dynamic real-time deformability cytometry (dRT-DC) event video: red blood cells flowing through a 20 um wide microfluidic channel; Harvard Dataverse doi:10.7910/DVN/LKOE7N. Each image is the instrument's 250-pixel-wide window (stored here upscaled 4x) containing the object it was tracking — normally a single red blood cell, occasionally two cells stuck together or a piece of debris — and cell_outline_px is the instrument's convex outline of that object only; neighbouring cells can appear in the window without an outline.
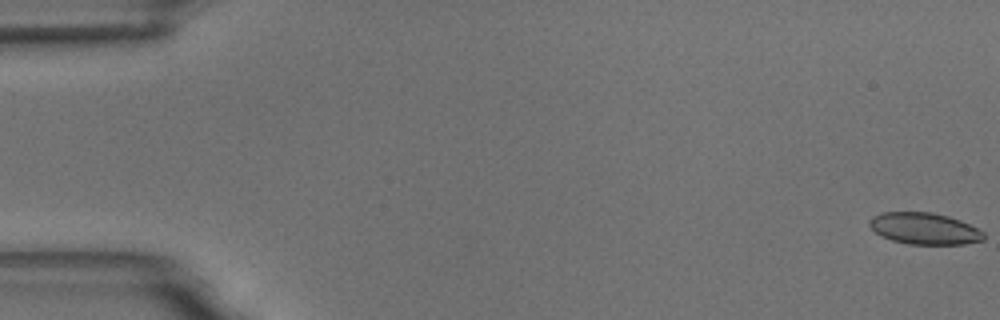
{"species": "common noctule bat (a hibernating species)", "species_latin": "Nyctalus noctula", "temperature_condition": "room temperature", "stored_images_in_passage": 56, "camera_frame_rate_fps": 3000, "um_per_image_px": 0.085, "animal": {"sex": "male", "body_mass_g": 18.8}, "frame": {"image": 1, "passage_image": 1, "time_ms": 0.0, "image_size_px": [1000, 320], "cell_outline_px": [[984, 240], [964, 244], [908, 244], [892, 240], [880, 236], [868, 224], [868, 220], [872, 216], [884, 212], [932, 212], [948, 216], [960, 220], [984, 232]], "centroid_in_image_um": [78.55, 19.42], "position_along_channel_um": 6.4, "area_um2": 21.04}}
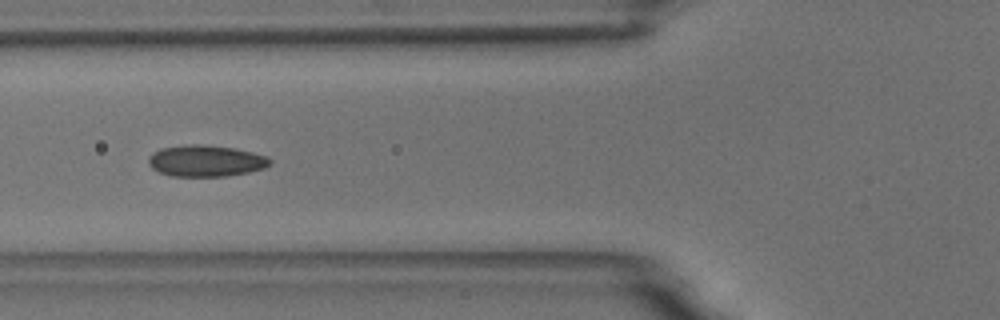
{"frame": {"image": 2, "passage_image": 22, "time_ms": 7.0, "image_size_px": [1000, 320], "cell_outline_px": [[272, 164], [264, 168], [248, 172], [224, 176], [172, 176], [160, 172], [152, 168], [148, 164], [148, 160], [152, 152], [160, 148], [188, 144], [204, 144], [232, 148], [252, 152], [268, 156], [272, 160]], "centroid_in_image_um": [17.5, 13.66], "position_along_channel_um": 108.3, "area_um2": 22.31}}
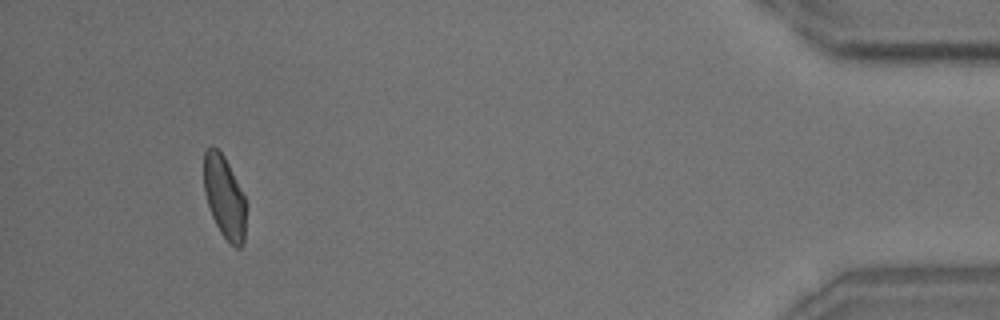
{"frame": {"image": 3, "passage_image": 53, "time_ms": 17.333, "image_size_px": [1000, 320], "cell_outline_px": [[244, 244], [240, 248], [236, 248], [220, 232], [212, 216], [204, 192], [204, 152], [212, 144], [224, 156], [244, 196]], "centroid_in_image_um": [19.05, 16.73], "position_along_channel_um": 416.2, "area_um2": 19.77}, "authors_computed_cell_mechanics": {"area_um2": 21.4727, "velocity_mm_per_s": 3.6347, "shape_relaxation_time_tau1_ms": null, "shape_relaxation_time_tau2_ms": 1.6996, "deformation_change_tau1": null, "deformation_change_tau2": 0.0583}}